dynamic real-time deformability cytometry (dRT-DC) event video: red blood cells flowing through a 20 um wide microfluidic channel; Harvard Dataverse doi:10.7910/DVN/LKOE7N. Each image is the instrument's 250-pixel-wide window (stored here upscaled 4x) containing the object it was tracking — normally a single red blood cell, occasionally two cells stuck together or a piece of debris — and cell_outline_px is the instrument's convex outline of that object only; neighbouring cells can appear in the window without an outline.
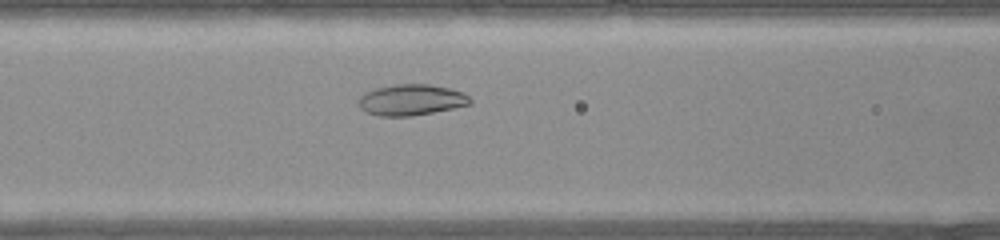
{"species": "common noctule bat (a hibernating species)", "species_latin": "Nyctalus noctula", "temperature_condition": "warm", "stored_images_in_passage": 8, "camera_frame_rate_fps": 3000, "um_per_image_px": 0.085, "animal": {"sex": "female", "body_mass_g": 22.0, "forearm_length_mm": 56.7}, "frame": {"image": 1, "passage_image": 7, "time_ms": 2.0, "image_size_px": [1000, 240], "cell_outline_px": [[472, 104], [412, 116], [380, 116], [368, 112], [360, 108], [360, 96], [364, 92], [376, 88], [396, 84], [428, 84], [448, 88], [464, 92], [472, 100]], "centroid_in_image_um": [34.98, 8.48], "position_along_channel_um": 131.6, "area_um2": 20.0}}